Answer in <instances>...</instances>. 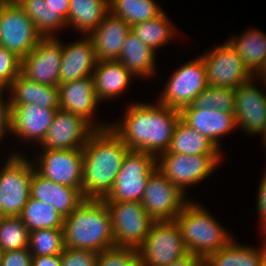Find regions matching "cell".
<instances>
[{"label": "cell", "mask_w": 266, "mask_h": 266, "mask_svg": "<svg viewBox=\"0 0 266 266\" xmlns=\"http://www.w3.org/2000/svg\"><path fill=\"white\" fill-rule=\"evenodd\" d=\"M122 124L110 125L130 150L143 151L156 157L169 148L176 124L181 119L179 110L158 103L131 104Z\"/></svg>", "instance_id": "1"}, {"label": "cell", "mask_w": 266, "mask_h": 266, "mask_svg": "<svg viewBox=\"0 0 266 266\" xmlns=\"http://www.w3.org/2000/svg\"><path fill=\"white\" fill-rule=\"evenodd\" d=\"M82 150V196L84 199L103 200L111 192L130 149L109 126L95 129Z\"/></svg>", "instance_id": "2"}, {"label": "cell", "mask_w": 266, "mask_h": 266, "mask_svg": "<svg viewBox=\"0 0 266 266\" xmlns=\"http://www.w3.org/2000/svg\"><path fill=\"white\" fill-rule=\"evenodd\" d=\"M64 247L100 253L114 247L111 217L104 200L85 199L64 219Z\"/></svg>", "instance_id": "3"}, {"label": "cell", "mask_w": 266, "mask_h": 266, "mask_svg": "<svg viewBox=\"0 0 266 266\" xmlns=\"http://www.w3.org/2000/svg\"><path fill=\"white\" fill-rule=\"evenodd\" d=\"M189 253L202 259L227 246L233 239L214 218L198 204L188 202L175 218Z\"/></svg>", "instance_id": "4"}, {"label": "cell", "mask_w": 266, "mask_h": 266, "mask_svg": "<svg viewBox=\"0 0 266 266\" xmlns=\"http://www.w3.org/2000/svg\"><path fill=\"white\" fill-rule=\"evenodd\" d=\"M137 251L139 266L168 265L189 253L176 220L154 221Z\"/></svg>", "instance_id": "5"}, {"label": "cell", "mask_w": 266, "mask_h": 266, "mask_svg": "<svg viewBox=\"0 0 266 266\" xmlns=\"http://www.w3.org/2000/svg\"><path fill=\"white\" fill-rule=\"evenodd\" d=\"M43 36L16 0L0 3V46L22 59Z\"/></svg>", "instance_id": "6"}, {"label": "cell", "mask_w": 266, "mask_h": 266, "mask_svg": "<svg viewBox=\"0 0 266 266\" xmlns=\"http://www.w3.org/2000/svg\"><path fill=\"white\" fill-rule=\"evenodd\" d=\"M33 163L20 154L9 157L0 172V216H20L31 194Z\"/></svg>", "instance_id": "7"}, {"label": "cell", "mask_w": 266, "mask_h": 266, "mask_svg": "<svg viewBox=\"0 0 266 266\" xmlns=\"http://www.w3.org/2000/svg\"><path fill=\"white\" fill-rule=\"evenodd\" d=\"M156 168V157L143 151L129 150L125 155L114 186L105 202H141L147 180Z\"/></svg>", "instance_id": "8"}, {"label": "cell", "mask_w": 266, "mask_h": 266, "mask_svg": "<svg viewBox=\"0 0 266 266\" xmlns=\"http://www.w3.org/2000/svg\"><path fill=\"white\" fill-rule=\"evenodd\" d=\"M111 217L114 247L138 248L144 241L154 220L141 202H105Z\"/></svg>", "instance_id": "9"}, {"label": "cell", "mask_w": 266, "mask_h": 266, "mask_svg": "<svg viewBox=\"0 0 266 266\" xmlns=\"http://www.w3.org/2000/svg\"><path fill=\"white\" fill-rule=\"evenodd\" d=\"M156 157V168L183 192L186 186L209 176L222 159L221 155H184L167 151Z\"/></svg>", "instance_id": "10"}, {"label": "cell", "mask_w": 266, "mask_h": 266, "mask_svg": "<svg viewBox=\"0 0 266 266\" xmlns=\"http://www.w3.org/2000/svg\"><path fill=\"white\" fill-rule=\"evenodd\" d=\"M184 194L155 168L147 180L141 204L154 221L175 220L188 203Z\"/></svg>", "instance_id": "11"}, {"label": "cell", "mask_w": 266, "mask_h": 266, "mask_svg": "<svg viewBox=\"0 0 266 266\" xmlns=\"http://www.w3.org/2000/svg\"><path fill=\"white\" fill-rule=\"evenodd\" d=\"M201 58L210 86L236 89L254 76L244 66L242 58L229 41L215 47Z\"/></svg>", "instance_id": "12"}, {"label": "cell", "mask_w": 266, "mask_h": 266, "mask_svg": "<svg viewBox=\"0 0 266 266\" xmlns=\"http://www.w3.org/2000/svg\"><path fill=\"white\" fill-rule=\"evenodd\" d=\"M208 86L205 65L201 57L181 66L170 78L158 103L181 111Z\"/></svg>", "instance_id": "13"}, {"label": "cell", "mask_w": 266, "mask_h": 266, "mask_svg": "<svg viewBox=\"0 0 266 266\" xmlns=\"http://www.w3.org/2000/svg\"><path fill=\"white\" fill-rule=\"evenodd\" d=\"M54 37H43L35 48L21 59L20 73L39 84L59 85L62 44Z\"/></svg>", "instance_id": "14"}, {"label": "cell", "mask_w": 266, "mask_h": 266, "mask_svg": "<svg viewBox=\"0 0 266 266\" xmlns=\"http://www.w3.org/2000/svg\"><path fill=\"white\" fill-rule=\"evenodd\" d=\"M35 170L53 182L77 188L82 193L83 150L45 149Z\"/></svg>", "instance_id": "15"}, {"label": "cell", "mask_w": 266, "mask_h": 266, "mask_svg": "<svg viewBox=\"0 0 266 266\" xmlns=\"http://www.w3.org/2000/svg\"><path fill=\"white\" fill-rule=\"evenodd\" d=\"M94 130L81 116L58 109L41 145L44 149H82Z\"/></svg>", "instance_id": "16"}, {"label": "cell", "mask_w": 266, "mask_h": 266, "mask_svg": "<svg viewBox=\"0 0 266 266\" xmlns=\"http://www.w3.org/2000/svg\"><path fill=\"white\" fill-rule=\"evenodd\" d=\"M252 80L235 89V121L237 127L250 134H261L266 146V95Z\"/></svg>", "instance_id": "17"}, {"label": "cell", "mask_w": 266, "mask_h": 266, "mask_svg": "<svg viewBox=\"0 0 266 266\" xmlns=\"http://www.w3.org/2000/svg\"><path fill=\"white\" fill-rule=\"evenodd\" d=\"M60 109L81 116L94 129H104L110 125H93L90 119L99 102L92 77H84L73 82L58 85Z\"/></svg>", "instance_id": "18"}, {"label": "cell", "mask_w": 266, "mask_h": 266, "mask_svg": "<svg viewBox=\"0 0 266 266\" xmlns=\"http://www.w3.org/2000/svg\"><path fill=\"white\" fill-rule=\"evenodd\" d=\"M58 109L36 104L11 105L12 134L42 143Z\"/></svg>", "instance_id": "19"}, {"label": "cell", "mask_w": 266, "mask_h": 266, "mask_svg": "<svg viewBox=\"0 0 266 266\" xmlns=\"http://www.w3.org/2000/svg\"><path fill=\"white\" fill-rule=\"evenodd\" d=\"M96 64L94 44L89 36L67 46L62 44L59 84L92 77Z\"/></svg>", "instance_id": "20"}, {"label": "cell", "mask_w": 266, "mask_h": 266, "mask_svg": "<svg viewBox=\"0 0 266 266\" xmlns=\"http://www.w3.org/2000/svg\"><path fill=\"white\" fill-rule=\"evenodd\" d=\"M30 196L51 205L64 217L71 214L85 200L77 188L46 179L35 170V166H33Z\"/></svg>", "instance_id": "21"}, {"label": "cell", "mask_w": 266, "mask_h": 266, "mask_svg": "<svg viewBox=\"0 0 266 266\" xmlns=\"http://www.w3.org/2000/svg\"><path fill=\"white\" fill-rule=\"evenodd\" d=\"M130 30L131 26L128 23L109 12L95 30L89 34L94 44L97 61L118 60Z\"/></svg>", "instance_id": "22"}, {"label": "cell", "mask_w": 266, "mask_h": 266, "mask_svg": "<svg viewBox=\"0 0 266 266\" xmlns=\"http://www.w3.org/2000/svg\"><path fill=\"white\" fill-rule=\"evenodd\" d=\"M181 120L212 141L219 148L221 135L228 134L237 127L235 113L216 109H182Z\"/></svg>", "instance_id": "23"}, {"label": "cell", "mask_w": 266, "mask_h": 266, "mask_svg": "<svg viewBox=\"0 0 266 266\" xmlns=\"http://www.w3.org/2000/svg\"><path fill=\"white\" fill-rule=\"evenodd\" d=\"M133 74L118 60L97 61L92 78L99 101L110 99L123 93Z\"/></svg>", "instance_id": "24"}, {"label": "cell", "mask_w": 266, "mask_h": 266, "mask_svg": "<svg viewBox=\"0 0 266 266\" xmlns=\"http://www.w3.org/2000/svg\"><path fill=\"white\" fill-rule=\"evenodd\" d=\"M10 105L36 104L42 108H60L58 86L39 84L21 73L9 87Z\"/></svg>", "instance_id": "25"}, {"label": "cell", "mask_w": 266, "mask_h": 266, "mask_svg": "<svg viewBox=\"0 0 266 266\" xmlns=\"http://www.w3.org/2000/svg\"><path fill=\"white\" fill-rule=\"evenodd\" d=\"M155 51L143 43L130 30L126 36L118 61L133 75L148 77L154 74Z\"/></svg>", "instance_id": "26"}, {"label": "cell", "mask_w": 266, "mask_h": 266, "mask_svg": "<svg viewBox=\"0 0 266 266\" xmlns=\"http://www.w3.org/2000/svg\"><path fill=\"white\" fill-rule=\"evenodd\" d=\"M219 149L207 137L180 119L175 126L167 152L184 155H221Z\"/></svg>", "instance_id": "27"}, {"label": "cell", "mask_w": 266, "mask_h": 266, "mask_svg": "<svg viewBox=\"0 0 266 266\" xmlns=\"http://www.w3.org/2000/svg\"><path fill=\"white\" fill-rule=\"evenodd\" d=\"M109 13V0H70L67 25L91 34Z\"/></svg>", "instance_id": "28"}, {"label": "cell", "mask_w": 266, "mask_h": 266, "mask_svg": "<svg viewBox=\"0 0 266 266\" xmlns=\"http://www.w3.org/2000/svg\"><path fill=\"white\" fill-rule=\"evenodd\" d=\"M240 36L228 41L239 53L244 66L252 75L256 76L266 59V35L258 29H249Z\"/></svg>", "instance_id": "29"}, {"label": "cell", "mask_w": 266, "mask_h": 266, "mask_svg": "<svg viewBox=\"0 0 266 266\" xmlns=\"http://www.w3.org/2000/svg\"><path fill=\"white\" fill-rule=\"evenodd\" d=\"M33 21L43 37H54L55 31L67 25V20L45 0H16Z\"/></svg>", "instance_id": "30"}, {"label": "cell", "mask_w": 266, "mask_h": 266, "mask_svg": "<svg viewBox=\"0 0 266 266\" xmlns=\"http://www.w3.org/2000/svg\"><path fill=\"white\" fill-rule=\"evenodd\" d=\"M207 260L213 266H262L266 261V246L255 249L241 246L232 240L227 246L211 254Z\"/></svg>", "instance_id": "31"}, {"label": "cell", "mask_w": 266, "mask_h": 266, "mask_svg": "<svg viewBox=\"0 0 266 266\" xmlns=\"http://www.w3.org/2000/svg\"><path fill=\"white\" fill-rule=\"evenodd\" d=\"M20 217L29 232L37 229H62L65 219L51 205L31 196Z\"/></svg>", "instance_id": "32"}, {"label": "cell", "mask_w": 266, "mask_h": 266, "mask_svg": "<svg viewBox=\"0 0 266 266\" xmlns=\"http://www.w3.org/2000/svg\"><path fill=\"white\" fill-rule=\"evenodd\" d=\"M109 12L132 26L149 21L163 11L154 0H109Z\"/></svg>", "instance_id": "33"}, {"label": "cell", "mask_w": 266, "mask_h": 266, "mask_svg": "<svg viewBox=\"0 0 266 266\" xmlns=\"http://www.w3.org/2000/svg\"><path fill=\"white\" fill-rule=\"evenodd\" d=\"M172 23L162 12L157 17L138 24H133L131 30L139 39L154 51L165 45L172 36L174 37Z\"/></svg>", "instance_id": "34"}, {"label": "cell", "mask_w": 266, "mask_h": 266, "mask_svg": "<svg viewBox=\"0 0 266 266\" xmlns=\"http://www.w3.org/2000/svg\"><path fill=\"white\" fill-rule=\"evenodd\" d=\"M29 233L20 216H0L1 252L28 248Z\"/></svg>", "instance_id": "35"}, {"label": "cell", "mask_w": 266, "mask_h": 266, "mask_svg": "<svg viewBox=\"0 0 266 266\" xmlns=\"http://www.w3.org/2000/svg\"><path fill=\"white\" fill-rule=\"evenodd\" d=\"M235 89L208 85L191 103L183 109H216L235 113Z\"/></svg>", "instance_id": "36"}, {"label": "cell", "mask_w": 266, "mask_h": 266, "mask_svg": "<svg viewBox=\"0 0 266 266\" xmlns=\"http://www.w3.org/2000/svg\"><path fill=\"white\" fill-rule=\"evenodd\" d=\"M63 229H37L29 233V252L33 256L61 255L64 250Z\"/></svg>", "instance_id": "37"}, {"label": "cell", "mask_w": 266, "mask_h": 266, "mask_svg": "<svg viewBox=\"0 0 266 266\" xmlns=\"http://www.w3.org/2000/svg\"><path fill=\"white\" fill-rule=\"evenodd\" d=\"M96 266H139L136 248L112 247L101 251Z\"/></svg>", "instance_id": "38"}, {"label": "cell", "mask_w": 266, "mask_h": 266, "mask_svg": "<svg viewBox=\"0 0 266 266\" xmlns=\"http://www.w3.org/2000/svg\"><path fill=\"white\" fill-rule=\"evenodd\" d=\"M21 59L0 46V90L9 88L20 74Z\"/></svg>", "instance_id": "39"}, {"label": "cell", "mask_w": 266, "mask_h": 266, "mask_svg": "<svg viewBox=\"0 0 266 266\" xmlns=\"http://www.w3.org/2000/svg\"><path fill=\"white\" fill-rule=\"evenodd\" d=\"M99 253L65 247L61 253V266H96Z\"/></svg>", "instance_id": "40"}, {"label": "cell", "mask_w": 266, "mask_h": 266, "mask_svg": "<svg viewBox=\"0 0 266 266\" xmlns=\"http://www.w3.org/2000/svg\"><path fill=\"white\" fill-rule=\"evenodd\" d=\"M32 257L28 248L2 252L0 266H32Z\"/></svg>", "instance_id": "41"}, {"label": "cell", "mask_w": 266, "mask_h": 266, "mask_svg": "<svg viewBox=\"0 0 266 266\" xmlns=\"http://www.w3.org/2000/svg\"><path fill=\"white\" fill-rule=\"evenodd\" d=\"M5 130L11 131V105L10 100L3 102L2 90H0V138L5 135ZM0 139V140H1Z\"/></svg>", "instance_id": "42"}, {"label": "cell", "mask_w": 266, "mask_h": 266, "mask_svg": "<svg viewBox=\"0 0 266 266\" xmlns=\"http://www.w3.org/2000/svg\"><path fill=\"white\" fill-rule=\"evenodd\" d=\"M258 190L257 209L261 220V227L263 228L262 230H264L266 228V172Z\"/></svg>", "instance_id": "43"}, {"label": "cell", "mask_w": 266, "mask_h": 266, "mask_svg": "<svg viewBox=\"0 0 266 266\" xmlns=\"http://www.w3.org/2000/svg\"><path fill=\"white\" fill-rule=\"evenodd\" d=\"M32 266H61V255L33 256Z\"/></svg>", "instance_id": "44"}, {"label": "cell", "mask_w": 266, "mask_h": 266, "mask_svg": "<svg viewBox=\"0 0 266 266\" xmlns=\"http://www.w3.org/2000/svg\"><path fill=\"white\" fill-rule=\"evenodd\" d=\"M202 258L194 256L192 253H188L184 257L164 266H200Z\"/></svg>", "instance_id": "45"}, {"label": "cell", "mask_w": 266, "mask_h": 266, "mask_svg": "<svg viewBox=\"0 0 266 266\" xmlns=\"http://www.w3.org/2000/svg\"><path fill=\"white\" fill-rule=\"evenodd\" d=\"M49 2L51 6L58 10L66 20L68 18V12L70 7V0H45Z\"/></svg>", "instance_id": "46"}, {"label": "cell", "mask_w": 266, "mask_h": 266, "mask_svg": "<svg viewBox=\"0 0 266 266\" xmlns=\"http://www.w3.org/2000/svg\"><path fill=\"white\" fill-rule=\"evenodd\" d=\"M257 74H258V76H260L261 78L264 79V82L266 81V59H265V62H264L262 69Z\"/></svg>", "instance_id": "47"}, {"label": "cell", "mask_w": 266, "mask_h": 266, "mask_svg": "<svg viewBox=\"0 0 266 266\" xmlns=\"http://www.w3.org/2000/svg\"><path fill=\"white\" fill-rule=\"evenodd\" d=\"M200 266H213L207 259H202Z\"/></svg>", "instance_id": "48"}]
</instances>
